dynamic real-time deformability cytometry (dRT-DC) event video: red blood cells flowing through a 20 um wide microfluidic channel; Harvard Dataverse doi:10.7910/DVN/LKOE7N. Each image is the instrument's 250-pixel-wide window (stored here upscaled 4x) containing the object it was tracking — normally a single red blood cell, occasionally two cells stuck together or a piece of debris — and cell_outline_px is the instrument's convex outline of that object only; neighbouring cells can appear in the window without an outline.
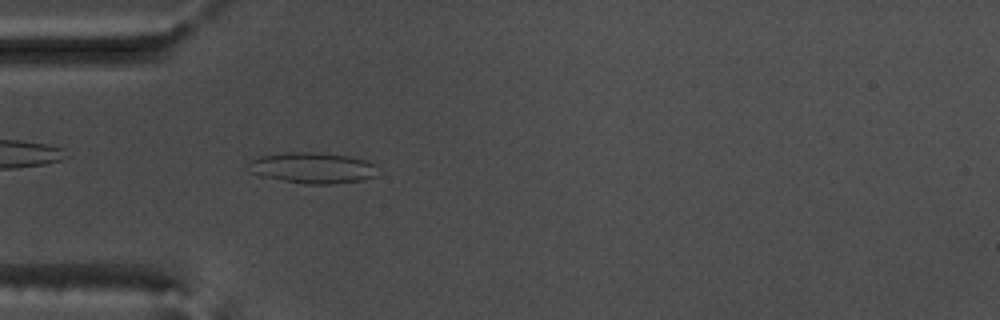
{"species": "common noctule bat (a hibernating species)", "species_latin": "Nyctalus noctula", "temperature_condition": "warm", "stored_images_in_passage": 54, "camera_frame_rate_fps": 3000, "um_per_image_px": 0.085, "animal": {"sex": "male", "body_mass_g": 17.5, "forearm_length_mm": 52.3}, "frame": {"image": 1, "passage_image": 16, "time_ms": 5.0, "image_size_px": [1000, 320], "cell_outline_px": [[376, 176], [364, 180], [332, 184], [304, 184], [256, 176], [248, 172], [244, 168], [252, 160], [260, 156], [284, 152], [316, 152], [348, 156], [364, 160], [376, 164]], "centroid_in_image_um": [26.49, 14.28], "position_along_channel_um": 58.5, "area_um2": 23.76}}
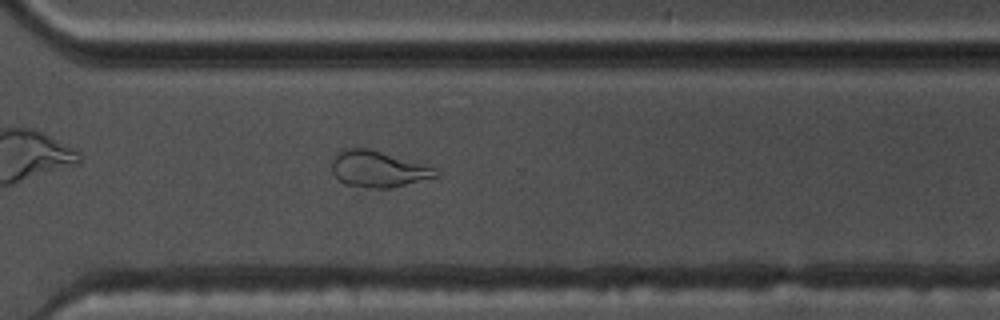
{"frame": {"image": 2, "passage_image": 39, "time_ms": 12.667, "image_size_px": [1000, 320], "cell_outline_px": [[440, 176], [392, 188], [376, 188], [344, 184], [332, 172], [332, 160], [336, 152], [344, 148], [368, 148], [428, 164], [436, 168], [440, 172]], "centroid_in_image_um": [32.19, 14.35], "position_along_channel_um": 338.4, "area_um2": 22.31}}
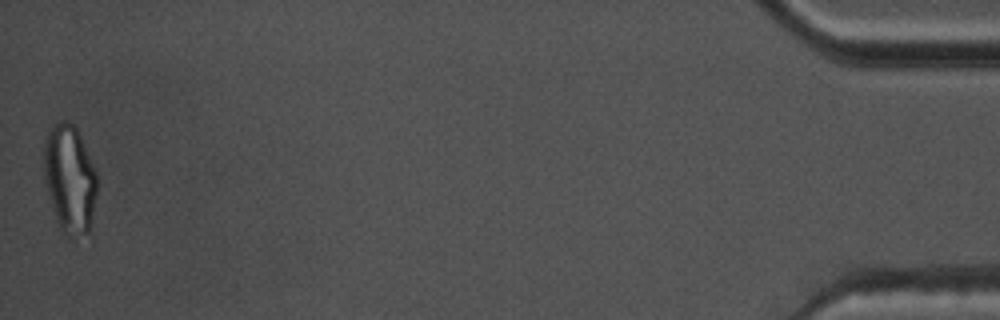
{"frame": {"image": 3, "passage_image": 54, "time_ms": 17.667, "image_size_px": [1000, 320], "cell_outline_px": [[96, 192], [92, 224], [88, 232], [72, 244], [68, 240], [60, 228], [56, 220], [52, 208], [44, 180], [44, 140], [48, 128], [56, 120], [68, 120], [76, 128], [84, 144], [96, 172]], "centroid_in_image_um": [5.9, 15.26], "position_along_channel_um": 429.3, "area_um2": 34.33}, "authors_computed_cell_mechanics": {"area_um2": 23.409, "velocity_mm_per_s": 3.7058, "shape_relaxation_time_tau1_ms": null, "shape_relaxation_time_tau2_ms": 1.5239, "deformation_change_tau1": null, "deformation_change_tau2": 0.0852}}